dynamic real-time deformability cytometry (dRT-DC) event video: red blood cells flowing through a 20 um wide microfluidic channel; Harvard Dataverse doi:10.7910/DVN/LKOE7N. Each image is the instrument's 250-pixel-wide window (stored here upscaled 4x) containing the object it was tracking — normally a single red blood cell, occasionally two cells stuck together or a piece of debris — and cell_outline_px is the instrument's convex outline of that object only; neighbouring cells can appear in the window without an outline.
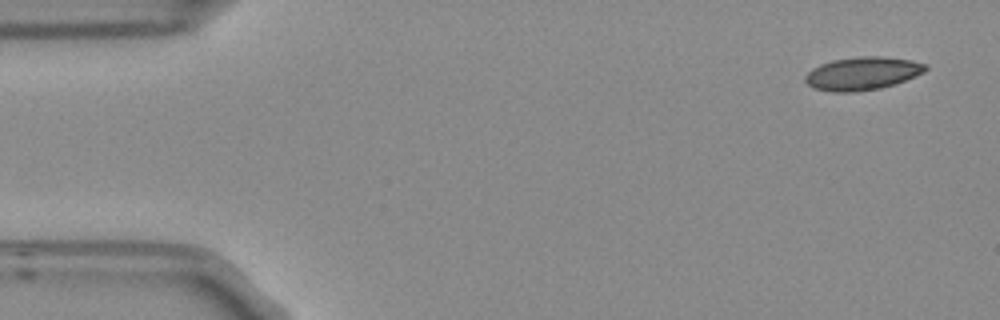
{"species": "Egyptian fruit bat (a non-hibernating species)", "species_latin": "Rousettus aegyptiacus", "temperature_condition": "room temperature", "stored_images_in_passage": 6, "camera_frame_rate_fps": 3000, "um_per_image_px": 0.085, "frame": {"image": 1, "passage_image": 1, "time_ms": 0.0, "image_size_px": [1000, 320], "cell_outline_px": [[928, 68], [924, 72], [916, 76], [880, 88], [852, 92], [832, 92], [812, 88], [804, 80], [804, 76], [812, 68], [820, 64], [832, 60], [860, 56], [880, 56], [912, 60], [924, 64]], "centroid_in_image_um": [73.26, 6.24], "position_along_channel_um": 11.7, "area_um2": 23.12}}
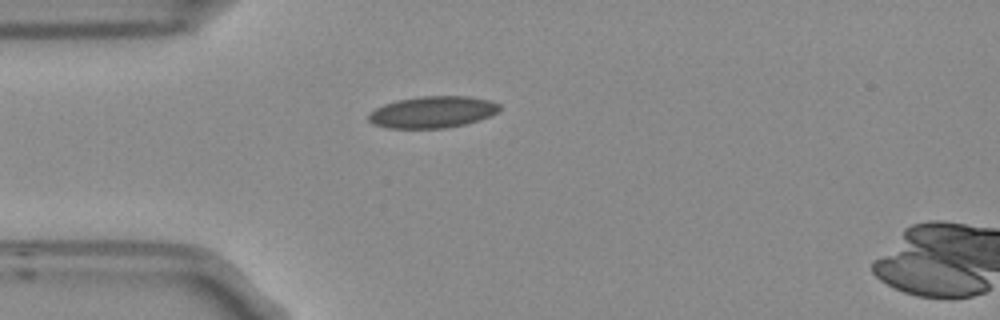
{"frame": {"image": 2, "passage_image": 4, "time_ms": 1.0, "image_size_px": [1000, 320], "cell_outline_px": [[500, 112], [492, 116], [480, 120], [464, 124], [444, 128], [388, 128], [372, 124], [368, 120], [368, 112], [384, 104], [396, 100], [420, 96], [468, 96], [492, 100], [500, 104]], "centroid_in_image_um": [36.79, 9.52], "position_along_channel_um": 48.2, "area_um2": 24.51}}